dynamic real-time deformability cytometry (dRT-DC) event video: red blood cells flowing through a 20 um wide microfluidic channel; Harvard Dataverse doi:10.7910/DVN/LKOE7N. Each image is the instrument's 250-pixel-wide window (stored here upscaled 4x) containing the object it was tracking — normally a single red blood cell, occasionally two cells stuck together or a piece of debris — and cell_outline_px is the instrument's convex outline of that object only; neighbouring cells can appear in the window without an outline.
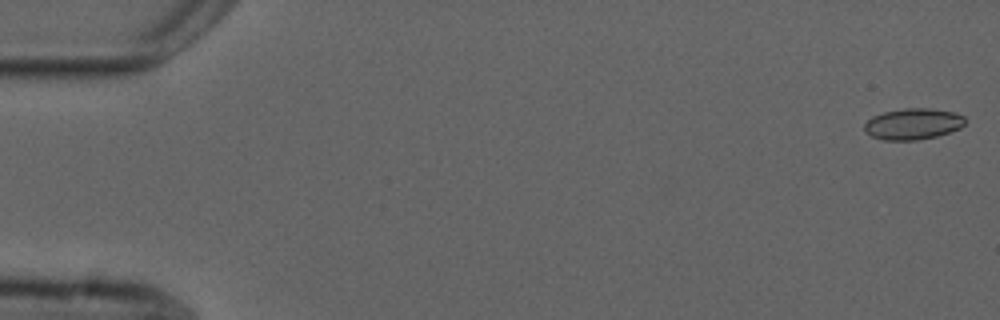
{"species": "common noctule bat (a hibernating species)", "species_latin": "Nyctalus noctula", "temperature_condition": "cold", "stored_images_in_passage": 14, "camera_frame_rate_fps": 3000, "um_per_image_px": 0.085, "animal": {"sex": "male", "forearm_length_mm": 52.5}, "frame": {"image": 1, "passage_image": 1, "time_ms": 0.0, "image_size_px": [1000, 320], "cell_outline_px": [[964, 124], [960, 128], [936, 136], [916, 140], [880, 140], [864, 132], [864, 124], [872, 116], [884, 112], [904, 108], [928, 108], [956, 112], [964, 116]], "centroid_in_image_um": [77.58, 10.53], "position_along_channel_um": 7.4, "area_um2": 18.32}}